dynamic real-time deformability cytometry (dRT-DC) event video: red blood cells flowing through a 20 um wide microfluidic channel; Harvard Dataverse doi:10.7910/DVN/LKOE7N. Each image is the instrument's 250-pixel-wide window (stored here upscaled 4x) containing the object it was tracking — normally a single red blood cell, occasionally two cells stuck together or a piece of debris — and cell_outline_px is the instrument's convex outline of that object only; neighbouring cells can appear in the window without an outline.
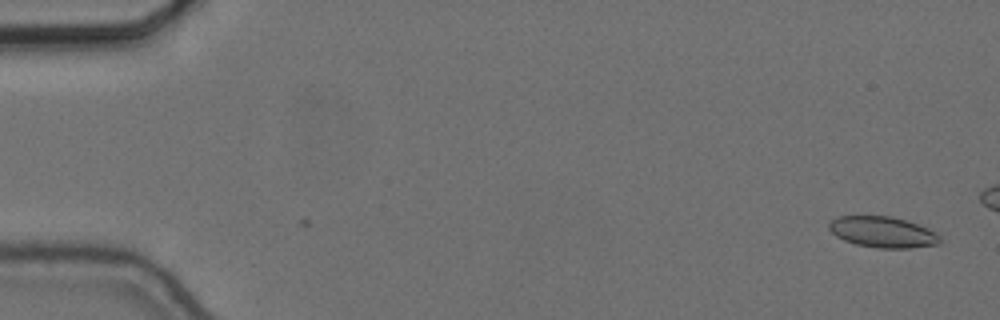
{"species": "common noctule bat (a hibernating species)", "species_latin": "Nyctalus noctula", "temperature_condition": "cold", "stored_images_in_passage": 2, "camera_frame_rate_fps": 3000, "um_per_image_px": 0.085, "animal": {"sex": "female", "body_mass_g": 24.6, "forearm_length_mm": 56.2}, "frame": {"image": 1, "passage_image": 2, "time_ms": 0.333, "image_size_px": [1000, 320], "cell_outline_px": [[940, 244], [912, 248], [880, 248], [856, 244], [844, 240], [836, 236], [828, 228], [828, 224], [836, 216], [892, 216], [916, 224], [940, 236]], "centroid_in_image_um": [74.99, 19.73], "position_along_channel_um": 10.0, "area_um2": 19.77}}